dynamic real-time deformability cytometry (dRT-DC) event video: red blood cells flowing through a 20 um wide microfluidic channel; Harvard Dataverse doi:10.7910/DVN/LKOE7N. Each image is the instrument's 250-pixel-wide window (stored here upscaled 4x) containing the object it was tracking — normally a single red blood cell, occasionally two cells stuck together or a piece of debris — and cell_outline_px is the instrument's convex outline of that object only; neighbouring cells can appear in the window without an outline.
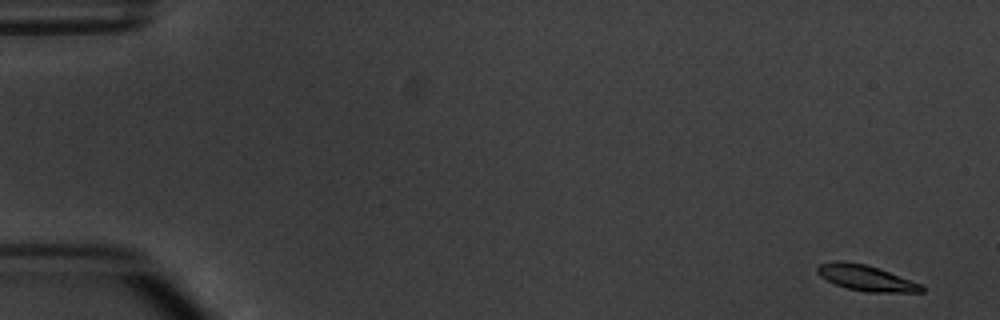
{"species": "common noctule bat (a hibernating species)", "species_latin": "Nyctalus noctula", "temperature_condition": "warm", "stored_images_in_passage": 4, "camera_frame_rate_fps": 3000, "um_per_image_px": 0.085, "animal": {"sex": "male", "body_mass_g": 20.1, "forearm_length_mm": 53.5}, "frame": {"image": 1, "passage_image": 1, "time_ms": 0.0, "image_size_px": [1000, 320], "cell_outline_px": [[924, 292], [868, 292], [848, 288], [836, 284], [820, 276], [816, 272], [816, 268], [820, 264], [836, 260], [840, 260], [864, 264], [888, 272], [920, 284], [924, 288]], "centroid_in_image_um": [73.56, 23.62], "position_along_channel_um": 11.4, "area_um2": 15.2}}
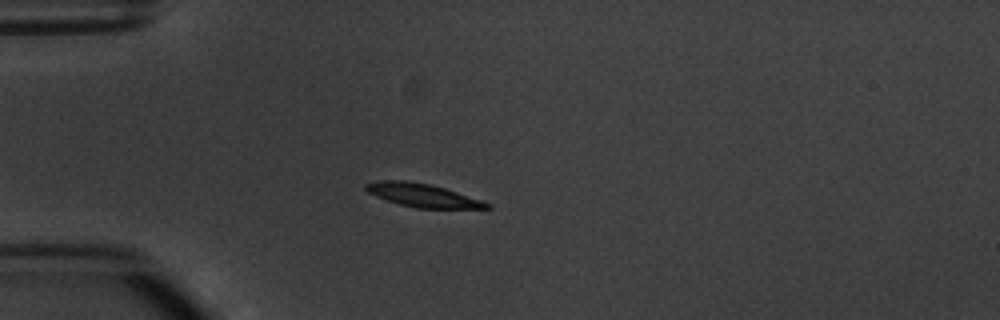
{"frame": {"image": 2, "passage_image": 4, "time_ms": 4.333, "image_size_px": [1000, 320], "cell_outline_px": [[492, 208], [416, 208], [400, 204], [376, 196], [368, 192], [364, 188], [364, 184], [380, 180], [408, 180], [428, 184], [444, 188], [492, 204]], "centroid_in_image_um": [35.89, 16.59], "position_along_channel_um": 49.1, "area_um2": 16.18}}